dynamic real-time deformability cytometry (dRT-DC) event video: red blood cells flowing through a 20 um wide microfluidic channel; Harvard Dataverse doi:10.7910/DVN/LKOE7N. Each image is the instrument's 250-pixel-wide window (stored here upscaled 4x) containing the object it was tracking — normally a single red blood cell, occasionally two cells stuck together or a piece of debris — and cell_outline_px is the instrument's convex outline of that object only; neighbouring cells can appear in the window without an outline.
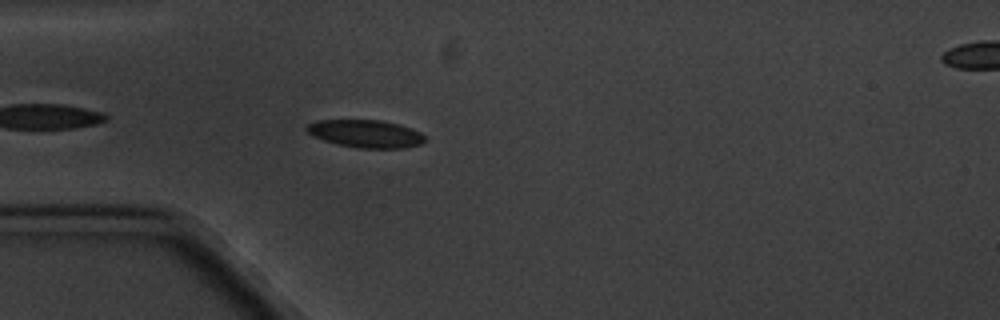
{"species": "common noctule bat (a hibernating species)", "species_latin": "Nyctalus noctula", "temperature_condition": "cold", "stored_images_in_passage": 5, "segment_of_instrument_passage": [1, 2], "camera_frame_rate_fps": 3000, "um_per_image_px": 0.085, "animal": {"sex": "male", "body_mass_g": 20.1, "forearm_length_mm": 53.5}, "frame": {"image": 1, "passage_image": 4, "time_ms": 3.333, "image_size_px": [1000, 320], "cell_outline_px": [[424, 140], [420, 144], [404, 148], [356, 148], [336, 144], [312, 136], [304, 128], [308, 124], [316, 120], [380, 120], [400, 124], [412, 128], [420, 132], [424, 136]], "centroid_in_image_um": [31.06, 11.36], "position_along_channel_um": 53.9, "area_um2": 19.19}}